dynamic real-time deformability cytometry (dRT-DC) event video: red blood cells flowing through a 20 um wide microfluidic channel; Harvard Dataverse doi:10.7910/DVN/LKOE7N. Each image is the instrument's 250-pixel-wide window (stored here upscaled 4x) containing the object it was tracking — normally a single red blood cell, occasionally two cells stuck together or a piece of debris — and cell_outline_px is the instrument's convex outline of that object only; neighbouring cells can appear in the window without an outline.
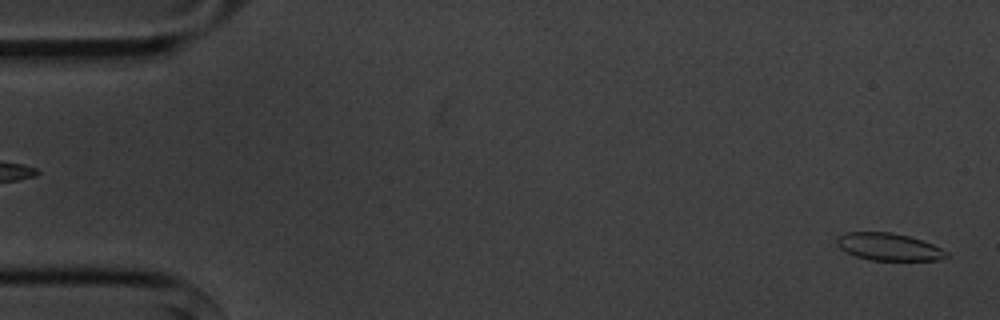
{"species": "common noctule bat (a hibernating species)", "species_latin": "Nyctalus noctula", "temperature_condition": "cold", "stored_images_in_passage": 5, "segment_of_instrument_passage": [2, 2], "camera_frame_rate_fps": 3000, "um_per_image_px": 0.085, "animal": {"sex": "male", "body_mass_g": 20.1, "forearm_length_mm": 53.5}, "frame": {"image": 1, "passage_image": 5, "time_ms": 4.667, "image_size_px": [1000, 320], "cell_outline_px": [[948, 256], [940, 260], [872, 260], [856, 256], [840, 248], [836, 244], [836, 236], [844, 232], [892, 232], [908, 236], [932, 244], [948, 252]], "centroid_in_image_um": [75.51, 20.97], "position_along_channel_um": 9.5, "area_um2": 17.4}}